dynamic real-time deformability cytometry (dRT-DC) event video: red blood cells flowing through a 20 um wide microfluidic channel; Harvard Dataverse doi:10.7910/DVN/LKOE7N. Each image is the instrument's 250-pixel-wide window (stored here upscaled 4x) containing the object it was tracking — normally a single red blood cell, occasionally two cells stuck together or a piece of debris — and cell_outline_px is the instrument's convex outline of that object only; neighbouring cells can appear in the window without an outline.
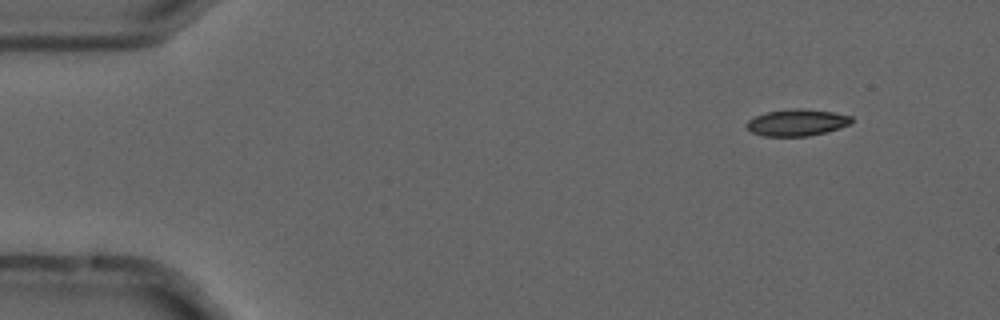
{"species": "common noctule bat (a hibernating species)", "species_latin": "Nyctalus noctula", "temperature_condition": "cold", "stored_images_in_passage": 4, "camera_frame_rate_fps": 3000, "um_per_image_px": 0.085, "animal": {"sex": "male", "forearm_length_mm": 52.5}, "frame": {"image": 1, "passage_image": 2, "time_ms": 0.333, "image_size_px": [1000, 320], "cell_outline_px": [[852, 124], [840, 128], [808, 136], [764, 136], [752, 132], [744, 124], [748, 120], [756, 116], [768, 112], [792, 108], [800, 108], [832, 112], [852, 116]], "centroid_in_image_um": [67.75, 10.41], "position_along_channel_um": 17.3, "area_um2": 16.24}}